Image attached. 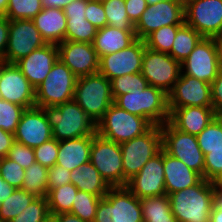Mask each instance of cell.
Here are the masks:
<instances>
[{
	"mask_svg": "<svg viewBox=\"0 0 222 222\" xmlns=\"http://www.w3.org/2000/svg\"><path fill=\"white\" fill-rule=\"evenodd\" d=\"M214 185L202 179L197 185L168 194L171 212L178 222H209Z\"/></svg>",
	"mask_w": 222,
	"mask_h": 222,
	"instance_id": "cell-1",
	"label": "cell"
},
{
	"mask_svg": "<svg viewBox=\"0 0 222 222\" xmlns=\"http://www.w3.org/2000/svg\"><path fill=\"white\" fill-rule=\"evenodd\" d=\"M42 109L57 141L94 136L96 133L95 122L74 100Z\"/></svg>",
	"mask_w": 222,
	"mask_h": 222,
	"instance_id": "cell-2",
	"label": "cell"
},
{
	"mask_svg": "<svg viewBox=\"0 0 222 222\" xmlns=\"http://www.w3.org/2000/svg\"><path fill=\"white\" fill-rule=\"evenodd\" d=\"M113 103L129 113L146 118L153 126L169 121L168 94L151 85L145 90L120 95Z\"/></svg>",
	"mask_w": 222,
	"mask_h": 222,
	"instance_id": "cell-3",
	"label": "cell"
},
{
	"mask_svg": "<svg viewBox=\"0 0 222 222\" xmlns=\"http://www.w3.org/2000/svg\"><path fill=\"white\" fill-rule=\"evenodd\" d=\"M73 100L97 124L114 102L111 81L99 72L79 77Z\"/></svg>",
	"mask_w": 222,
	"mask_h": 222,
	"instance_id": "cell-4",
	"label": "cell"
},
{
	"mask_svg": "<svg viewBox=\"0 0 222 222\" xmlns=\"http://www.w3.org/2000/svg\"><path fill=\"white\" fill-rule=\"evenodd\" d=\"M153 125L141 116L129 113L114 103L96 124V133L121 144L148 132Z\"/></svg>",
	"mask_w": 222,
	"mask_h": 222,
	"instance_id": "cell-5",
	"label": "cell"
},
{
	"mask_svg": "<svg viewBox=\"0 0 222 222\" xmlns=\"http://www.w3.org/2000/svg\"><path fill=\"white\" fill-rule=\"evenodd\" d=\"M94 222H144L140 199L127 187H111L98 204Z\"/></svg>",
	"mask_w": 222,
	"mask_h": 222,
	"instance_id": "cell-6",
	"label": "cell"
},
{
	"mask_svg": "<svg viewBox=\"0 0 222 222\" xmlns=\"http://www.w3.org/2000/svg\"><path fill=\"white\" fill-rule=\"evenodd\" d=\"M77 77L58 59L47 78L35 89L36 107L56 106L74 98Z\"/></svg>",
	"mask_w": 222,
	"mask_h": 222,
	"instance_id": "cell-7",
	"label": "cell"
},
{
	"mask_svg": "<svg viewBox=\"0 0 222 222\" xmlns=\"http://www.w3.org/2000/svg\"><path fill=\"white\" fill-rule=\"evenodd\" d=\"M90 162L110 187H126L128 180L123 174L120 144L95 133L90 149Z\"/></svg>",
	"mask_w": 222,
	"mask_h": 222,
	"instance_id": "cell-8",
	"label": "cell"
},
{
	"mask_svg": "<svg viewBox=\"0 0 222 222\" xmlns=\"http://www.w3.org/2000/svg\"><path fill=\"white\" fill-rule=\"evenodd\" d=\"M124 177L129 180L138 174L149 159L162 150V131L154 125L145 134L120 144Z\"/></svg>",
	"mask_w": 222,
	"mask_h": 222,
	"instance_id": "cell-9",
	"label": "cell"
},
{
	"mask_svg": "<svg viewBox=\"0 0 222 222\" xmlns=\"http://www.w3.org/2000/svg\"><path fill=\"white\" fill-rule=\"evenodd\" d=\"M160 127L162 148L204 178V154L198 145L197 137L176 129L169 121Z\"/></svg>",
	"mask_w": 222,
	"mask_h": 222,
	"instance_id": "cell-10",
	"label": "cell"
},
{
	"mask_svg": "<svg viewBox=\"0 0 222 222\" xmlns=\"http://www.w3.org/2000/svg\"><path fill=\"white\" fill-rule=\"evenodd\" d=\"M222 49L214 38H202L190 55L181 63V73L209 84L221 71Z\"/></svg>",
	"mask_w": 222,
	"mask_h": 222,
	"instance_id": "cell-11",
	"label": "cell"
},
{
	"mask_svg": "<svg viewBox=\"0 0 222 222\" xmlns=\"http://www.w3.org/2000/svg\"><path fill=\"white\" fill-rule=\"evenodd\" d=\"M185 23L184 0H160L148 5L135 25L136 39L144 40L150 33L169 25Z\"/></svg>",
	"mask_w": 222,
	"mask_h": 222,
	"instance_id": "cell-12",
	"label": "cell"
},
{
	"mask_svg": "<svg viewBox=\"0 0 222 222\" xmlns=\"http://www.w3.org/2000/svg\"><path fill=\"white\" fill-rule=\"evenodd\" d=\"M142 76L148 84L169 94L181 74V63L168 53L146 47L142 58Z\"/></svg>",
	"mask_w": 222,
	"mask_h": 222,
	"instance_id": "cell-13",
	"label": "cell"
},
{
	"mask_svg": "<svg viewBox=\"0 0 222 222\" xmlns=\"http://www.w3.org/2000/svg\"><path fill=\"white\" fill-rule=\"evenodd\" d=\"M185 23L204 38H214L222 26V0H184Z\"/></svg>",
	"mask_w": 222,
	"mask_h": 222,
	"instance_id": "cell-14",
	"label": "cell"
},
{
	"mask_svg": "<svg viewBox=\"0 0 222 222\" xmlns=\"http://www.w3.org/2000/svg\"><path fill=\"white\" fill-rule=\"evenodd\" d=\"M47 44L32 20H10L9 38L3 62L16 63Z\"/></svg>",
	"mask_w": 222,
	"mask_h": 222,
	"instance_id": "cell-15",
	"label": "cell"
},
{
	"mask_svg": "<svg viewBox=\"0 0 222 222\" xmlns=\"http://www.w3.org/2000/svg\"><path fill=\"white\" fill-rule=\"evenodd\" d=\"M0 98L26 109L36 106L35 89L15 63L0 62Z\"/></svg>",
	"mask_w": 222,
	"mask_h": 222,
	"instance_id": "cell-16",
	"label": "cell"
},
{
	"mask_svg": "<svg viewBox=\"0 0 222 222\" xmlns=\"http://www.w3.org/2000/svg\"><path fill=\"white\" fill-rule=\"evenodd\" d=\"M145 49L144 40L136 39L127 48L101 57L99 73L110 81L126 74L140 73Z\"/></svg>",
	"mask_w": 222,
	"mask_h": 222,
	"instance_id": "cell-17",
	"label": "cell"
},
{
	"mask_svg": "<svg viewBox=\"0 0 222 222\" xmlns=\"http://www.w3.org/2000/svg\"><path fill=\"white\" fill-rule=\"evenodd\" d=\"M188 106L212 107L211 84L181 73L168 94V108Z\"/></svg>",
	"mask_w": 222,
	"mask_h": 222,
	"instance_id": "cell-18",
	"label": "cell"
},
{
	"mask_svg": "<svg viewBox=\"0 0 222 222\" xmlns=\"http://www.w3.org/2000/svg\"><path fill=\"white\" fill-rule=\"evenodd\" d=\"M126 187L139 199L166 194L163 148L148 160L138 174L128 180Z\"/></svg>",
	"mask_w": 222,
	"mask_h": 222,
	"instance_id": "cell-19",
	"label": "cell"
},
{
	"mask_svg": "<svg viewBox=\"0 0 222 222\" xmlns=\"http://www.w3.org/2000/svg\"><path fill=\"white\" fill-rule=\"evenodd\" d=\"M60 59L79 78L99 72L100 59L92 43L63 41L57 44Z\"/></svg>",
	"mask_w": 222,
	"mask_h": 222,
	"instance_id": "cell-20",
	"label": "cell"
},
{
	"mask_svg": "<svg viewBox=\"0 0 222 222\" xmlns=\"http://www.w3.org/2000/svg\"><path fill=\"white\" fill-rule=\"evenodd\" d=\"M15 141L35 148L51 140L52 129L42 108L25 109L14 133Z\"/></svg>",
	"mask_w": 222,
	"mask_h": 222,
	"instance_id": "cell-21",
	"label": "cell"
},
{
	"mask_svg": "<svg viewBox=\"0 0 222 222\" xmlns=\"http://www.w3.org/2000/svg\"><path fill=\"white\" fill-rule=\"evenodd\" d=\"M57 60V44L47 43L41 48L32 51L28 56L21 58L15 64L36 89L47 78Z\"/></svg>",
	"mask_w": 222,
	"mask_h": 222,
	"instance_id": "cell-22",
	"label": "cell"
},
{
	"mask_svg": "<svg viewBox=\"0 0 222 222\" xmlns=\"http://www.w3.org/2000/svg\"><path fill=\"white\" fill-rule=\"evenodd\" d=\"M169 122L178 130L197 136L214 119L213 107H180L169 109Z\"/></svg>",
	"mask_w": 222,
	"mask_h": 222,
	"instance_id": "cell-23",
	"label": "cell"
},
{
	"mask_svg": "<svg viewBox=\"0 0 222 222\" xmlns=\"http://www.w3.org/2000/svg\"><path fill=\"white\" fill-rule=\"evenodd\" d=\"M163 166L166 194L197 185L203 177L190 169L181 160L169 155L163 149Z\"/></svg>",
	"mask_w": 222,
	"mask_h": 222,
	"instance_id": "cell-24",
	"label": "cell"
},
{
	"mask_svg": "<svg viewBox=\"0 0 222 222\" xmlns=\"http://www.w3.org/2000/svg\"><path fill=\"white\" fill-rule=\"evenodd\" d=\"M32 21L46 43L59 44L65 41L67 18L63 9L43 7Z\"/></svg>",
	"mask_w": 222,
	"mask_h": 222,
	"instance_id": "cell-25",
	"label": "cell"
},
{
	"mask_svg": "<svg viewBox=\"0 0 222 222\" xmlns=\"http://www.w3.org/2000/svg\"><path fill=\"white\" fill-rule=\"evenodd\" d=\"M94 136L59 141L57 165L72 171L90 161V149Z\"/></svg>",
	"mask_w": 222,
	"mask_h": 222,
	"instance_id": "cell-26",
	"label": "cell"
},
{
	"mask_svg": "<svg viewBox=\"0 0 222 222\" xmlns=\"http://www.w3.org/2000/svg\"><path fill=\"white\" fill-rule=\"evenodd\" d=\"M135 40V31H124L106 25L104 28L98 29L92 44L100 59L107 54L127 48Z\"/></svg>",
	"mask_w": 222,
	"mask_h": 222,
	"instance_id": "cell-27",
	"label": "cell"
},
{
	"mask_svg": "<svg viewBox=\"0 0 222 222\" xmlns=\"http://www.w3.org/2000/svg\"><path fill=\"white\" fill-rule=\"evenodd\" d=\"M71 183L79 191L104 197L111 188L89 161L70 172Z\"/></svg>",
	"mask_w": 222,
	"mask_h": 222,
	"instance_id": "cell-28",
	"label": "cell"
},
{
	"mask_svg": "<svg viewBox=\"0 0 222 222\" xmlns=\"http://www.w3.org/2000/svg\"><path fill=\"white\" fill-rule=\"evenodd\" d=\"M140 202L144 222H178L171 212L167 194L142 198Z\"/></svg>",
	"mask_w": 222,
	"mask_h": 222,
	"instance_id": "cell-29",
	"label": "cell"
},
{
	"mask_svg": "<svg viewBox=\"0 0 222 222\" xmlns=\"http://www.w3.org/2000/svg\"><path fill=\"white\" fill-rule=\"evenodd\" d=\"M203 37L191 26L184 23L177 31L171 51L173 59L182 63Z\"/></svg>",
	"mask_w": 222,
	"mask_h": 222,
	"instance_id": "cell-30",
	"label": "cell"
},
{
	"mask_svg": "<svg viewBox=\"0 0 222 222\" xmlns=\"http://www.w3.org/2000/svg\"><path fill=\"white\" fill-rule=\"evenodd\" d=\"M48 168L35 162L25 169L24 181L21 189H24L35 197H47L48 190Z\"/></svg>",
	"mask_w": 222,
	"mask_h": 222,
	"instance_id": "cell-31",
	"label": "cell"
},
{
	"mask_svg": "<svg viewBox=\"0 0 222 222\" xmlns=\"http://www.w3.org/2000/svg\"><path fill=\"white\" fill-rule=\"evenodd\" d=\"M77 191L72 183L50 190L47 194L49 213L56 215L70 212Z\"/></svg>",
	"mask_w": 222,
	"mask_h": 222,
	"instance_id": "cell-32",
	"label": "cell"
},
{
	"mask_svg": "<svg viewBox=\"0 0 222 222\" xmlns=\"http://www.w3.org/2000/svg\"><path fill=\"white\" fill-rule=\"evenodd\" d=\"M36 197L17 188L0 204V221L9 222L18 216Z\"/></svg>",
	"mask_w": 222,
	"mask_h": 222,
	"instance_id": "cell-33",
	"label": "cell"
},
{
	"mask_svg": "<svg viewBox=\"0 0 222 222\" xmlns=\"http://www.w3.org/2000/svg\"><path fill=\"white\" fill-rule=\"evenodd\" d=\"M102 5L106 14L107 25L124 31H135V26L126 13L125 0H104Z\"/></svg>",
	"mask_w": 222,
	"mask_h": 222,
	"instance_id": "cell-34",
	"label": "cell"
},
{
	"mask_svg": "<svg viewBox=\"0 0 222 222\" xmlns=\"http://www.w3.org/2000/svg\"><path fill=\"white\" fill-rule=\"evenodd\" d=\"M100 200L101 197L99 196L78 190L69 213L78 216L86 222H94Z\"/></svg>",
	"mask_w": 222,
	"mask_h": 222,
	"instance_id": "cell-35",
	"label": "cell"
},
{
	"mask_svg": "<svg viewBox=\"0 0 222 222\" xmlns=\"http://www.w3.org/2000/svg\"><path fill=\"white\" fill-rule=\"evenodd\" d=\"M182 25H169L150 33L145 39L147 48L158 52L169 53L175 40L176 33Z\"/></svg>",
	"mask_w": 222,
	"mask_h": 222,
	"instance_id": "cell-36",
	"label": "cell"
},
{
	"mask_svg": "<svg viewBox=\"0 0 222 222\" xmlns=\"http://www.w3.org/2000/svg\"><path fill=\"white\" fill-rule=\"evenodd\" d=\"M42 9V0H9L5 16L9 20H32Z\"/></svg>",
	"mask_w": 222,
	"mask_h": 222,
	"instance_id": "cell-37",
	"label": "cell"
},
{
	"mask_svg": "<svg viewBox=\"0 0 222 222\" xmlns=\"http://www.w3.org/2000/svg\"><path fill=\"white\" fill-rule=\"evenodd\" d=\"M97 31L86 19L67 20L65 41L93 43Z\"/></svg>",
	"mask_w": 222,
	"mask_h": 222,
	"instance_id": "cell-38",
	"label": "cell"
},
{
	"mask_svg": "<svg viewBox=\"0 0 222 222\" xmlns=\"http://www.w3.org/2000/svg\"><path fill=\"white\" fill-rule=\"evenodd\" d=\"M149 86L142 73L126 74L121 77H115L111 80V89L113 99L116 97L132 93L135 90H145Z\"/></svg>",
	"mask_w": 222,
	"mask_h": 222,
	"instance_id": "cell-39",
	"label": "cell"
},
{
	"mask_svg": "<svg viewBox=\"0 0 222 222\" xmlns=\"http://www.w3.org/2000/svg\"><path fill=\"white\" fill-rule=\"evenodd\" d=\"M25 109L0 98V129L14 134Z\"/></svg>",
	"mask_w": 222,
	"mask_h": 222,
	"instance_id": "cell-40",
	"label": "cell"
},
{
	"mask_svg": "<svg viewBox=\"0 0 222 222\" xmlns=\"http://www.w3.org/2000/svg\"><path fill=\"white\" fill-rule=\"evenodd\" d=\"M196 137L198 145L204 155L208 154V150L222 148V128L215 119H213Z\"/></svg>",
	"mask_w": 222,
	"mask_h": 222,
	"instance_id": "cell-41",
	"label": "cell"
},
{
	"mask_svg": "<svg viewBox=\"0 0 222 222\" xmlns=\"http://www.w3.org/2000/svg\"><path fill=\"white\" fill-rule=\"evenodd\" d=\"M48 214L47 197H36L29 206L9 222H41Z\"/></svg>",
	"mask_w": 222,
	"mask_h": 222,
	"instance_id": "cell-42",
	"label": "cell"
},
{
	"mask_svg": "<svg viewBox=\"0 0 222 222\" xmlns=\"http://www.w3.org/2000/svg\"><path fill=\"white\" fill-rule=\"evenodd\" d=\"M0 175L4 181L17 189L23 184L25 169L17 162L4 157L0 159Z\"/></svg>",
	"mask_w": 222,
	"mask_h": 222,
	"instance_id": "cell-43",
	"label": "cell"
},
{
	"mask_svg": "<svg viewBox=\"0 0 222 222\" xmlns=\"http://www.w3.org/2000/svg\"><path fill=\"white\" fill-rule=\"evenodd\" d=\"M59 150V141L52 138L51 140L34 148L35 161L42 166L51 168L56 164Z\"/></svg>",
	"mask_w": 222,
	"mask_h": 222,
	"instance_id": "cell-44",
	"label": "cell"
},
{
	"mask_svg": "<svg viewBox=\"0 0 222 222\" xmlns=\"http://www.w3.org/2000/svg\"><path fill=\"white\" fill-rule=\"evenodd\" d=\"M7 158L17 162L24 169L29 168L36 162L34 149L16 141L9 150Z\"/></svg>",
	"mask_w": 222,
	"mask_h": 222,
	"instance_id": "cell-45",
	"label": "cell"
},
{
	"mask_svg": "<svg viewBox=\"0 0 222 222\" xmlns=\"http://www.w3.org/2000/svg\"><path fill=\"white\" fill-rule=\"evenodd\" d=\"M222 174V148L208 150L204 155V179L213 181Z\"/></svg>",
	"mask_w": 222,
	"mask_h": 222,
	"instance_id": "cell-46",
	"label": "cell"
},
{
	"mask_svg": "<svg viewBox=\"0 0 222 222\" xmlns=\"http://www.w3.org/2000/svg\"><path fill=\"white\" fill-rule=\"evenodd\" d=\"M85 18L97 29L107 25L106 14L102 2L88 1L85 9Z\"/></svg>",
	"mask_w": 222,
	"mask_h": 222,
	"instance_id": "cell-47",
	"label": "cell"
},
{
	"mask_svg": "<svg viewBox=\"0 0 222 222\" xmlns=\"http://www.w3.org/2000/svg\"><path fill=\"white\" fill-rule=\"evenodd\" d=\"M70 172L66 168L61 165L55 164L53 167L48 168V192L53 188H57L59 186H63L65 184L71 183Z\"/></svg>",
	"mask_w": 222,
	"mask_h": 222,
	"instance_id": "cell-48",
	"label": "cell"
},
{
	"mask_svg": "<svg viewBox=\"0 0 222 222\" xmlns=\"http://www.w3.org/2000/svg\"><path fill=\"white\" fill-rule=\"evenodd\" d=\"M126 13L132 24L135 26L142 13L147 9L146 0H125Z\"/></svg>",
	"mask_w": 222,
	"mask_h": 222,
	"instance_id": "cell-49",
	"label": "cell"
},
{
	"mask_svg": "<svg viewBox=\"0 0 222 222\" xmlns=\"http://www.w3.org/2000/svg\"><path fill=\"white\" fill-rule=\"evenodd\" d=\"M88 0H74L63 8L67 20L86 19L85 9Z\"/></svg>",
	"mask_w": 222,
	"mask_h": 222,
	"instance_id": "cell-50",
	"label": "cell"
},
{
	"mask_svg": "<svg viewBox=\"0 0 222 222\" xmlns=\"http://www.w3.org/2000/svg\"><path fill=\"white\" fill-rule=\"evenodd\" d=\"M211 101L214 110L222 109V71L211 83Z\"/></svg>",
	"mask_w": 222,
	"mask_h": 222,
	"instance_id": "cell-51",
	"label": "cell"
},
{
	"mask_svg": "<svg viewBox=\"0 0 222 222\" xmlns=\"http://www.w3.org/2000/svg\"><path fill=\"white\" fill-rule=\"evenodd\" d=\"M10 20L6 16H0V62L5 58L9 38Z\"/></svg>",
	"mask_w": 222,
	"mask_h": 222,
	"instance_id": "cell-52",
	"label": "cell"
},
{
	"mask_svg": "<svg viewBox=\"0 0 222 222\" xmlns=\"http://www.w3.org/2000/svg\"><path fill=\"white\" fill-rule=\"evenodd\" d=\"M15 142L14 134L0 129V159L7 157L9 150Z\"/></svg>",
	"mask_w": 222,
	"mask_h": 222,
	"instance_id": "cell-53",
	"label": "cell"
},
{
	"mask_svg": "<svg viewBox=\"0 0 222 222\" xmlns=\"http://www.w3.org/2000/svg\"><path fill=\"white\" fill-rule=\"evenodd\" d=\"M15 188L9 185L0 175V204L10 196Z\"/></svg>",
	"mask_w": 222,
	"mask_h": 222,
	"instance_id": "cell-54",
	"label": "cell"
},
{
	"mask_svg": "<svg viewBox=\"0 0 222 222\" xmlns=\"http://www.w3.org/2000/svg\"><path fill=\"white\" fill-rule=\"evenodd\" d=\"M72 1L74 0H42V5L45 8L63 9Z\"/></svg>",
	"mask_w": 222,
	"mask_h": 222,
	"instance_id": "cell-55",
	"label": "cell"
},
{
	"mask_svg": "<svg viewBox=\"0 0 222 222\" xmlns=\"http://www.w3.org/2000/svg\"><path fill=\"white\" fill-rule=\"evenodd\" d=\"M56 218L58 222H86L79 218L76 215H73L71 213H60L56 214Z\"/></svg>",
	"mask_w": 222,
	"mask_h": 222,
	"instance_id": "cell-56",
	"label": "cell"
},
{
	"mask_svg": "<svg viewBox=\"0 0 222 222\" xmlns=\"http://www.w3.org/2000/svg\"><path fill=\"white\" fill-rule=\"evenodd\" d=\"M213 202L214 206L218 209L222 210V189H217L214 186V192H213Z\"/></svg>",
	"mask_w": 222,
	"mask_h": 222,
	"instance_id": "cell-57",
	"label": "cell"
},
{
	"mask_svg": "<svg viewBox=\"0 0 222 222\" xmlns=\"http://www.w3.org/2000/svg\"><path fill=\"white\" fill-rule=\"evenodd\" d=\"M209 222H222V210L216 208L214 205L211 210Z\"/></svg>",
	"mask_w": 222,
	"mask_h": 222,
	"instance_id": "cell-58",
	"label": "cell"
},
{
	"mask_svg": "<svg viewBox=\"0 0 222 222\" xmlns=\"http://www.w3.org/2000/svg\"><path fill=\"white\" fill-rule=\"evenodd\" d=\"M9 0H0V16H5Z\"/></svg>",
	"mask_w": 222,
	"mask_h": 222,
	"instance_id": "cell-59",
	"label": "cell"
},
{
	"mask_svg": "<svg viewBox=\"0 0 222 222\" xmlns=\"http://www.w3.org/2000/svg\"><path fill=\"white\" fill-rule=\"evenodd\" d=\"M214 119L222 128V109L221 110H214Z\"/></svg>",
	"mask_w": 222,
	"mask_h": 222,
	"instance_id": "cell-60",
	"label": "cell"
},
{
	"mask_svg": "<svg viewBox=\"0 0 222 222\" xmlns=\"http://www.w3.org/2000/svg\"><path fill=\"white\" fill-rule=\"evenodd\" d=\"M215 43L222 49V26L214 37Z\"/></svg>",
	"mask_w": 222,
	"mask_h": 222,
	"instance_id": "cell-61",
	"label": "cell"
},
{
	"mask_svg": "<svg viewBox=\"0 0 222 222\" xmlns=\"http://www.w3.org/2000/svg\"><path fill=\"white\" fill-rule=\"evenodd\" d=\"M213 185L217 189H222V174H220L217 178H215L213 181Z\"/></svg>",
	"mask_w": 222,
	"mask_h": 222,
	"instance_id": "cell-62",
	"label": "cell"
},
{
	"mask_svg": "<svg viewBox=\"0 0 222 222\" xmlns=\"http://www.w3.org/2000/svg\"><path fill=\"white\" fill-rule=\"evenodd\" d=\"M41 222H58L56 215L48 214Z\"/></svg>",
	"mask_w": 222,
	"mask_h": 222,
	"instance_id": "cell-63",
	"label": "cell"
},
{
	"mask_svg": "<svg viewBox=\"0 0 222 222\" xmlns=\"http://www.w3.org/2000/svg\"><path fill=\"white\" fill-rule=\"evenodd\" d=\"M160 0H146L148 5H152V4H156L157 2H159Z\"/></svg>",
	"mask_w": 222,
	"mask_h": 222,
	"instance_id": "cell-64",
	"label": "cell"
},
{
	"mask_svg": "<svg viewBox=\"0 0 222 222\" xmlns=\"http://www.w3.org/2000/svg\"><path fill=\"white\" fill-rule=\"evenodd\" d=\"M88 1L103 2L104 0H88Z\"/></svg>",
	"mask_w": 222,
	"mask_h": 222,
	"instance_id": "cell-65",
	"label": "cell"
}]
</instances>
